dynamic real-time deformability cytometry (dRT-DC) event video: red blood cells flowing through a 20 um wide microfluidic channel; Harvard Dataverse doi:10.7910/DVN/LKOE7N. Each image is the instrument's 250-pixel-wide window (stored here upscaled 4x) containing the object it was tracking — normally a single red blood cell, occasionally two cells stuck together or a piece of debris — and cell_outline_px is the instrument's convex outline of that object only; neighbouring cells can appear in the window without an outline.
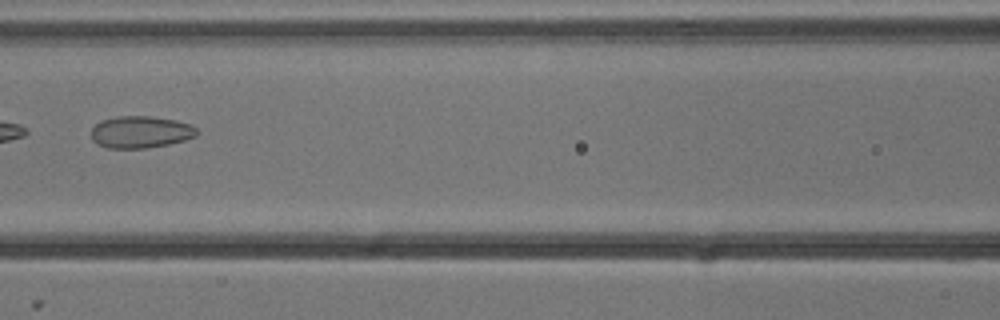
{"species": "common noctule bat (a hibernating species)", "species_latin": "Nyctalus noctula", "temperature_condition": "cold", "stored_images_in_passage": 3, "camera_frame_rate_fps": 3000, "um_per_image_px": 0.085, "animal": {"sex": "male", "body_mass_g": 13.3}, "frame": {"image": 1, "passage_image": 3, "time_ms": 0.667, "image_size_px": [1000, 320], "cell_outline_px": [[200, 132], [196, 136], [184, 140], [168, 144], [144, 148], [108, 148], [92, 140], [92, 128], [100, 120], [116, 116], [152, 116], [176, 120], [192, 124]], "centroid_in_image_um": [11.98, 11.2], "position_along_channel_um": 154.6, "area_um2": 19.77}}